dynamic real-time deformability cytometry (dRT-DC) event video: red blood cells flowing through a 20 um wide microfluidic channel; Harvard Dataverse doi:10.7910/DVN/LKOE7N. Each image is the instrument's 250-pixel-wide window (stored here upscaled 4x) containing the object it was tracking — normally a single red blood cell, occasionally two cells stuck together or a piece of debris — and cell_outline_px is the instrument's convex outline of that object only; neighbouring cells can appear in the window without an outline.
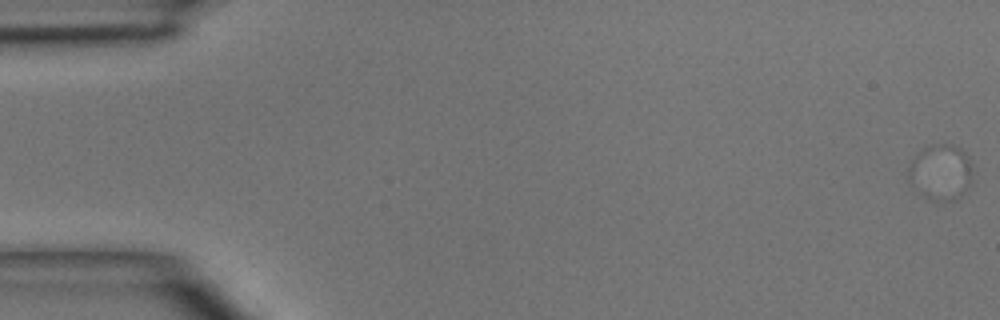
{"species": "common noctule bat (a hibernating species)", "species_latin": "Nyctalus noctula", "temperature_condition": "room temperature", "stored_images_in_passage": 3, "camera_frame_rate_fps": 3000, "um_per_image_px": 0.085, "animal": {"sex": "male", "body_mass_g": 15.6}, "frame": {"image": 1, "passage_image": 1, "time_ms": 0.0, "image_size_px": [1000, 320], "cell_outline_px": [[972, 184], [956, 200], [928, 200], [912, 188], [908, 180], [908, 164], [924, 148], [936, 144], [952, 144], [960, 148], [968, 156], [972, 164]], "centroid_in_image_um": [79.96, 14.66], "position_along_channel_um": 5.0, "area_um2": 21.21}}